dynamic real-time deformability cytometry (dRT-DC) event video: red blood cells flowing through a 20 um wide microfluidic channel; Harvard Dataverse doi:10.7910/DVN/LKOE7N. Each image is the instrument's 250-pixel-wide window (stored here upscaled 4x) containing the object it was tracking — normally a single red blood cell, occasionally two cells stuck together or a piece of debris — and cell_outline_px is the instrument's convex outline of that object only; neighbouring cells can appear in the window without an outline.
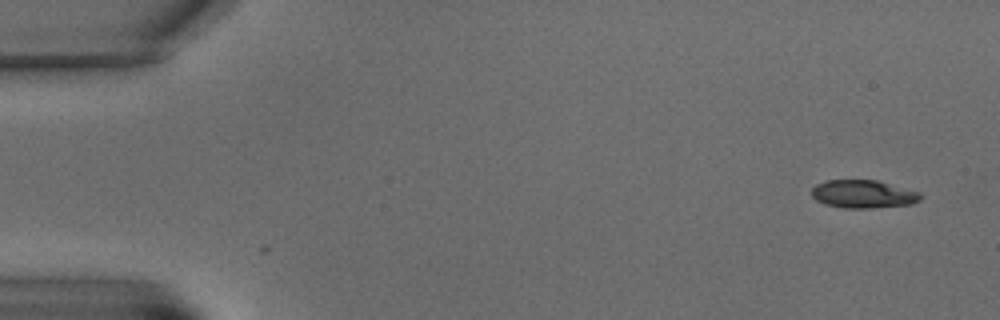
{"species": "common noctule bat (a hibernating species)", "species_latin": "Nyctalus noctula", "temperature_condition": "warm", "stored_images_in_passage": 2, "camera_frame_rate_fps": 3000, "um_per_image_px": 0.085, "animal": {"sex": "male", "body_mass_g": 15.6}, "frame": {"image": 1, "passage_image": 2, "time_ms": 1.0, "image_size_px": [1000, 320], "cell_outline_px": [[924, 196], [920, 200], [912, 204], [872, 208], [840, 208], [824, 204], [816, 200], [812, 196], [812, 188], [816, 184], [824, 180], [876, 180], [920, 192]], "centroid_in_image_um": [73.37, 16.5], "position_along_channel_um": 11.6, "area_um2": 17.98}}